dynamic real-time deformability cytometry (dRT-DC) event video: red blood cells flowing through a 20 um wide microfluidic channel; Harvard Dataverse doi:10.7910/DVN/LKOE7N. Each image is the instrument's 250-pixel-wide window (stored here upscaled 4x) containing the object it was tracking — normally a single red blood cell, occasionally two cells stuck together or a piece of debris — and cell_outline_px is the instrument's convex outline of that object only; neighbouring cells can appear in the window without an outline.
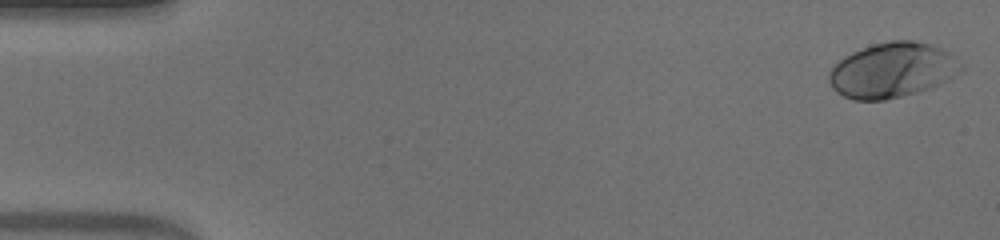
{"species": "human", "species_latin": "Homo sapiens", "temperature_condition": "warm", "stored_images_in_passage": 52, "camera_frame_rate_fps": 3000, "um_per_image_px": 0.085, "donor": {"sex": "male"}, "frame": {"image": 1, "passage_image": 1, "time_ms": 0.0, "image_size_px": [1000, 240], "cell_outline_px": [[964, 68], [960, 72], [932, 88], [884, 100], [852, 100], [836, 92], [832, 88], [828, 80], [828, 72], [844, 56], [852, 52], [872, 44], [892, 40], [912, 40], [928, 44], [940, 48], [948, 52]], "centroid_in_image_um": [75.8, 5.97], "position_along_channel_um": 9.2, "area_um2": 42.08}}
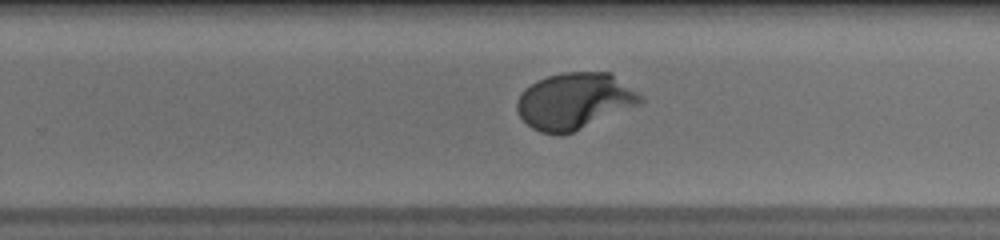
{"frame": {"image": 2, "passage_image": 33, "time_ms": 10.667, "image_size_px": [1000, 240], "cell_outline_px": [[644, 100], [640, 104], [572, 132], [560, 136], [540, 132], [532, 128], [520, 116], [516, 108], [516, 100], [520, 92], [524, 88], [536, 80], [548, 76], [564, 72], [612, 72], [644, 96]], "centroid_in_image_um": [48.83, 8.57], "position_along_channel_um": 281.0, "area_um2": 40.86}}
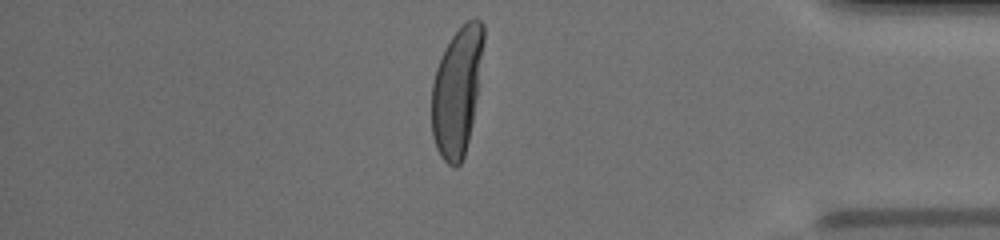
{"frame": {"image": 3, "passage_image": 44, "time_ms": 14.333, "image_size_px": [1000, 240], "cell_outline_px": [[484, 40], [472, 124], [464, 156], [460, 164], [456, 168], [452, 168], [440, 156], [436, 148], [432, 136], [432, 84], [436, 68], [452, 36], [472, 16], [476, 16], [484, 24]], "centroid_in_image_um": [38.84, 7.77], "position_along_channel_um": 396.4, "area_um2": 38.44}, "authors_computed_cell_mechanics": {"area_um2": 40.2577, "velocity_mm_per_s": 3.9429, "shape_relaxation_time_tau1_ms": 2.9943, "shape_relaxation_time_tau2_ms": null, "deformation_change_tau1": 0.2071, "deformation_change_tau2": null}}